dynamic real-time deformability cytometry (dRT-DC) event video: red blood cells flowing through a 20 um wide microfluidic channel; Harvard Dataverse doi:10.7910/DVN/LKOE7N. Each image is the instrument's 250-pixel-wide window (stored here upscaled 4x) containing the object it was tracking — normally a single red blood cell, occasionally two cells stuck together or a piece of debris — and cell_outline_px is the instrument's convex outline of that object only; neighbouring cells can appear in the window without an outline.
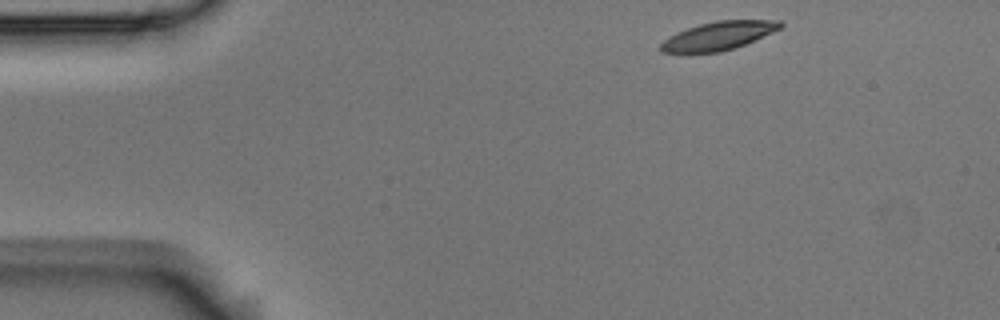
{"species": "Egyptian fruit bat (a non-hibernating species)", "species_latin": "Rousettus aegyptiacus", "temperature_condition": "room temperature", "stored_images_in_passage": 3, "camera_frame_rate_fps": 3000, "um_per_image_px": 0.085, "animal": {"sex": "male"}, "frame": {"image": 1, "passage_image": 1, "time_ms": 0.0, "image_size_px": [1000, 320], "cell_outline_px": [[784, 24], [780, 28], [772, 32], [744, 44], [720, 52], [660, 52], [660, 44], [668, 36], [676, 32], [700, 24], [716, 20], [780, 20]], "centroid_in_image_um": [61.05, 3.03], "position_along_channel_um": 23.9, "area_um2": 19.48}}